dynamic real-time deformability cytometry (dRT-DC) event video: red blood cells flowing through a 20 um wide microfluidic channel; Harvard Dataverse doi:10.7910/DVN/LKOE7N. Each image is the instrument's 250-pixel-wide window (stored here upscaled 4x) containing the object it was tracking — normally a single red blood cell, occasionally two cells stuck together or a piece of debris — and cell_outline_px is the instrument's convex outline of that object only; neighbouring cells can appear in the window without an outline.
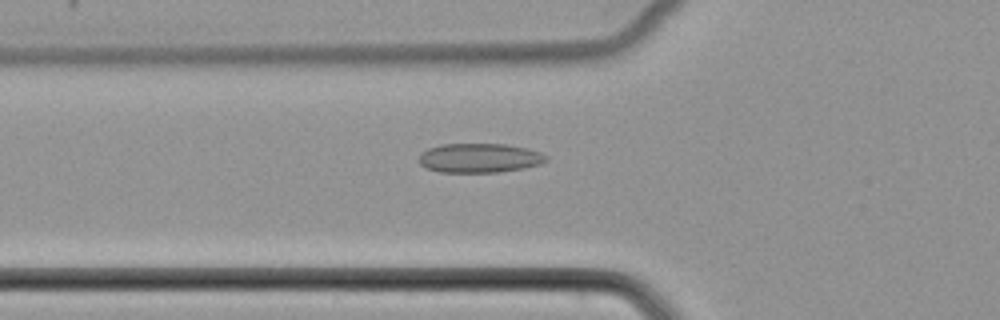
{"species": "common noctule bat (a hibernating species)", "species_latin": "Nyctalus noctula", "temperature_condition": "cold", "stored_images_in_passage": 52, "camera_frame_rate_fps": 3000, "um_per_image_px": 0.085, "animal": {"sex": "female", "body_mass_g": 22.7, "forearm_length_mm": 54.2}, "frame": {"image": 1, "passage_image": 19, "time_ms": 6.0, "image_size_px": [1000, 320], "cell_outline_px": [[548, 160], [540, 164], [524, 168], [500, 172], [440, 172], [428, 168], [420, 164], [420, 152], [428, 148], [440, 144], [504, 144], [528, 148], [540, 152], [548, 156]], "centroid_in_image_um": [40.78, 13.42], "position_along_channel_um": 85.0, "area_um2": 21.79}}
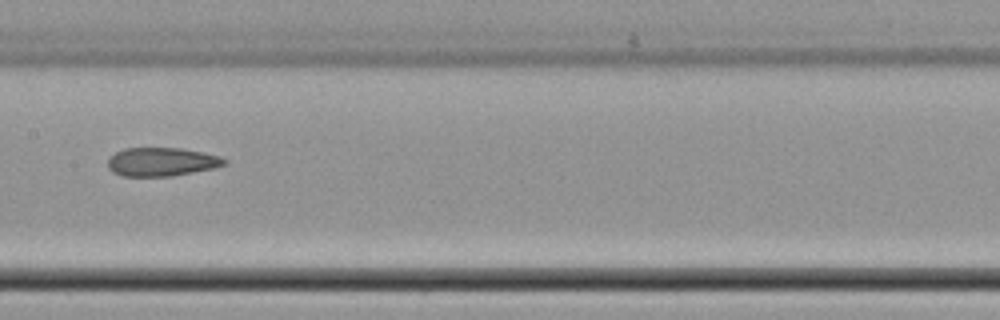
{"frame": {"image": 2, "passage_image": 27, "time_ms": 8.667, "image_size_px": [1000, 320], "cell_outline_px": [[228, 164], [212, 168], [172, 176], [120, 176], [112, 172], [108, 168], [108, 156], [124, 148], [180, 148], [220, 156], [228, 160]], "centroid_in_image_um": [13.7, 13.76], "position_along_channel_um": 193.7, "area_um2": 19.48}}
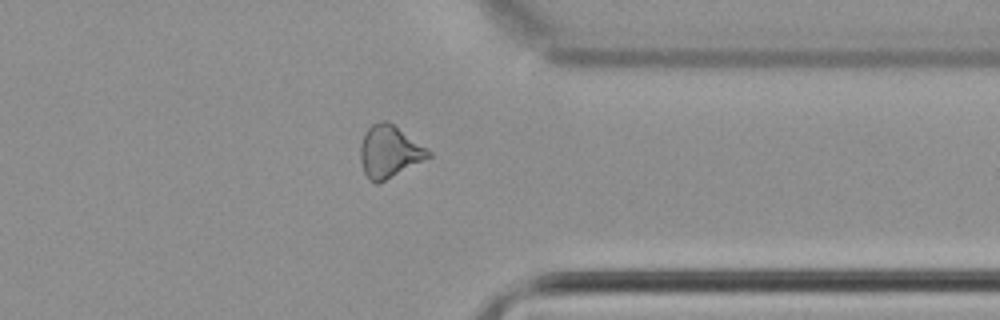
{"frame": {"image": 3, "passage_image": 41, "time_ms": 13.333, "image_size_px": [1000, 320], "cell_outline_px": [[432, 156], [380, 184], [376, 184], [368, 180], [364, 172], [360, 160], [360, 144], [364, 132], [372, 124], [384, 120], [388, 120], [428, 148], [432, 152]], "centroid_in_image_um": [33.09, 12.9], "position_along_channel_um": 378.3, "area_um2": 21.1}}